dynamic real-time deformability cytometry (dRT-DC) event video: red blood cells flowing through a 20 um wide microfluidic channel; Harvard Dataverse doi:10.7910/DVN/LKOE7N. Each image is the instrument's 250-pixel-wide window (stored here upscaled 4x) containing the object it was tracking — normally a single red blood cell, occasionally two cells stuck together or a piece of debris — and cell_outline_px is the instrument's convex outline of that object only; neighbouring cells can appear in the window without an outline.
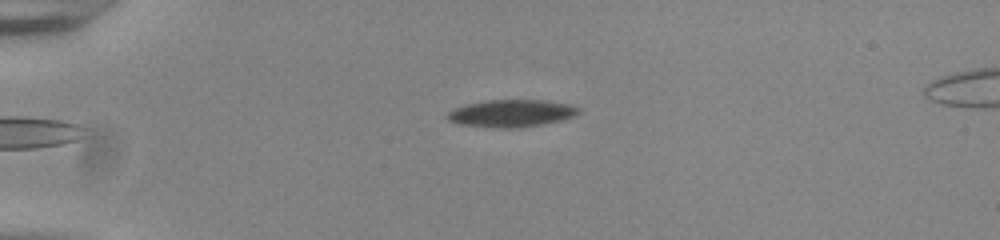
{"species": "common noctule bat (a hibernating species)", "species_latin": "Nyctalus noctula", "temperature_condition": "room temperature", "stored_images_in_passage": 42, "camera_frame_rate_fps": 3000, "um_per_image_px": 0.085, "animal": {"sex": "male", "body_mass_g": 20.0, "forearm_length_mm": 53.3}, "frame": {"image": 1, "passage_image": 1, "time_ms": 0.0, "image_size_px": [1000, 240], "cell_outline_px": [[580, 112], [572, 116], [560, 120], [540, 124], [512, 128], [504, 128], [460, 124], [448, 120], [448, 112], [456, 108], [468, 104], [488, 100], [544, 100], [568, 104], [580, 108]], "centroid_in_image_um": [43.48, 9.62], "position_along_channel_um": 41.5, "area_um2": 20.35}}
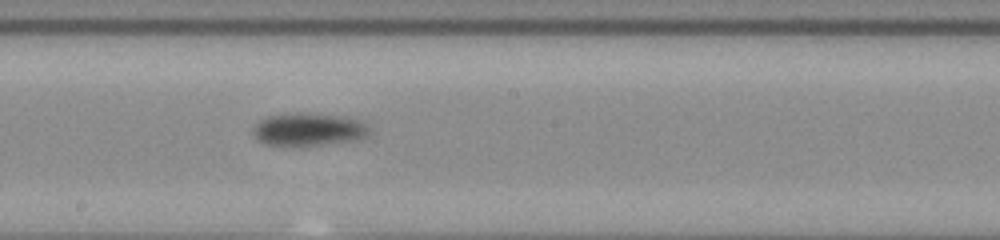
{"frame": {"image": 2, "passage_image": 19, "time_ms": 6.0, "image_size_px": [1000, 240], "cell_outline_px": [[368, 132], [364, 136], [356, 140], [320, 144], [268, 144], [256, 140], [256, 124], [260, 120], [268, 116], [288, 112], [308, 112], [344, 116], [364, 120], [368, 128]], "centroid_in_image_um": [26.27, 10.94], "position_along_channel_um": 221.9, "area_um2": 21.91}}
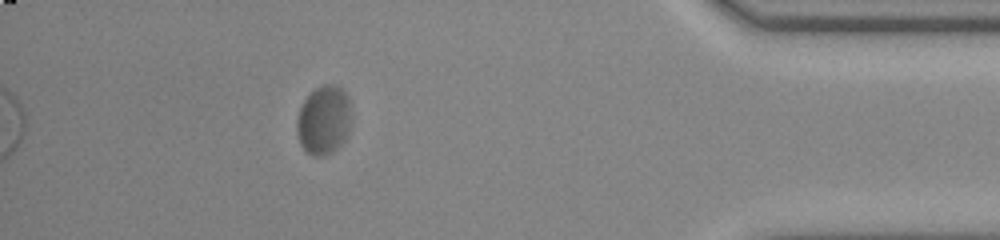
{"frame": {"image": 3, "passage_image": 37, "time_ms": 12.0, "image_size_px": [1000, 240], "cell_outline_px": [[348, 120], [344, 140], [336, 148], [320, 156], [316, 156], [308, 152], [300, 144], [296, 132], [296, 120], [300, 108], [304, 100], [316, 88], [324, 84], [336, 84], [348, 96]], "centroid_in_image_um": [27.45, 10.18], "position_along_channel_um": 407.7, "area_um2": 21.1}, "authors_computed_cell_mechanics": {"area_um2": 21.4727, "velocity_mm_per_s": 3.7575, "shape_relaxation_time_tau1_ms": 1.9763, "shape_relaxation_time_tau2_ms": null, "deformation_change_tau1": 0.0943, "deformation_change_tau2": null}}